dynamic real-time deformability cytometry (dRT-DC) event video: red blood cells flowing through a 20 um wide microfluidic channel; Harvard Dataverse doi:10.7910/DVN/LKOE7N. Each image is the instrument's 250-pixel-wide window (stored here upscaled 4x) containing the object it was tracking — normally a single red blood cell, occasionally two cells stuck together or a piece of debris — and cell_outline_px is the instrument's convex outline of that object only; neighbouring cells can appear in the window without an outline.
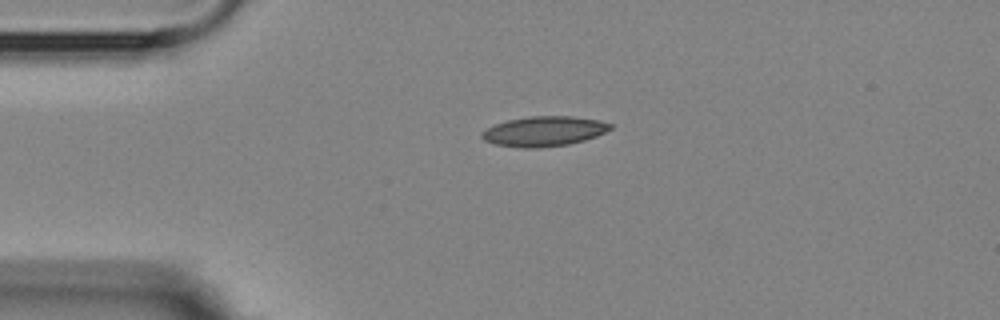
{"species": "Egyptian fruit bat (a non-hibernating species)", "species_latin": "Rousettus aegyptiacus", "temperature_condition": "room temperature", "stored_images_in_passage": 3, "camera_frame_rate_fps": 3000, "um_per_image_px": 0.085, "animal": {"sex": "female"}, "frame": {"image": 1, "passage_image": 3, "time_ms": 3.333, "image_size_px": [1000, 320], "cell_outline_px": [[612, 128], [596, 136], [584, 140], [568, 144], [540, 148], [520, 148], [496, 144], [484, 140], [480, 136], [480, 132], [496, 124], [508, 120], [528, 116], [572, 116], [600, 120], [612, 124]], "centroid_in_image_um": [46.23, 11.16], "position_along_channel_um": 38.8, "area_um2": 22.43}}